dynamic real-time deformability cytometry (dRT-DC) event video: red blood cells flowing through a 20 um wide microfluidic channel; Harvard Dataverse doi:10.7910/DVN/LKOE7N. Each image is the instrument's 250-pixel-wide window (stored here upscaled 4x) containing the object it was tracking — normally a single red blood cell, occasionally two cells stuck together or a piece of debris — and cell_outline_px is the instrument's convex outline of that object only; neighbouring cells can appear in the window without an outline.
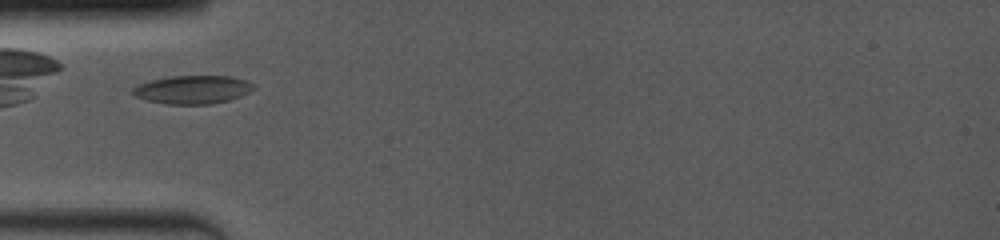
{"species": "common noctule bat (a hibernating species)", "species_latin": "Nyctalus noctula", "temperature_condition": "room temperature", "stored_images_in_passage": 2, "camera_frame_rate_fps": 4000, "um_per_image_px": 0.085, "animal": {"sex": "female", "body_mass_g": 19.0, "forearm_length_mm": 53.3}, "frame": {"image": 1, "passage_image": 1, "time_ms": 0.0, "image_size_px": [1000, 240], "cell_outline_px": [[256, 88], [240, 96], [228, 100], [212, 104], [164, 104], [148, 100], [136, 96], [132, 92], [132, 88], [140, 84], [152, 80], [172, 76], [232, 76], [256, 84]], "centroid_in_image_um": [16.41, 7.61], "position_along_channel_um": 68.6, "area_um2": 19.83}}